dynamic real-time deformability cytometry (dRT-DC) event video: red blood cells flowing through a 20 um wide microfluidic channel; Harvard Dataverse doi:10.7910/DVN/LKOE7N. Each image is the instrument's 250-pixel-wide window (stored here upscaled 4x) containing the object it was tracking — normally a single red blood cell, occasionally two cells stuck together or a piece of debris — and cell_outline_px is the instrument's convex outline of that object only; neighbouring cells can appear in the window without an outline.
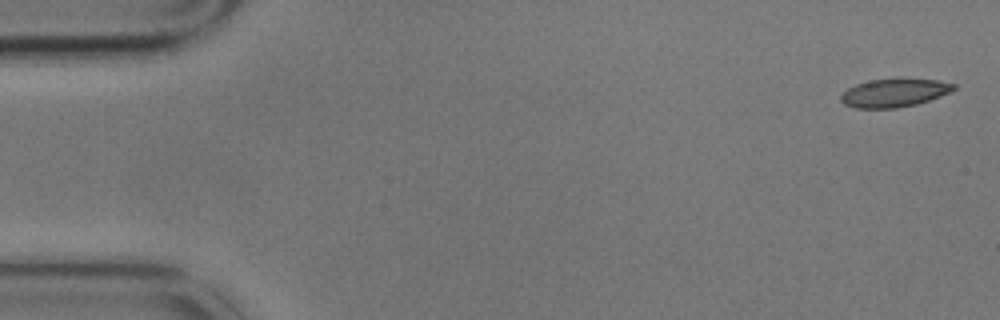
{"species": "common noctule bat (a hibernating species)", "species_latin": "Nyctalus noctula", "temperature_condition": "cold", "stored_images_in_passage": 4, "camera_frame_rate_fps": 3000, "um_per_image_px": 0.085, "animal": {"sex": "male", "body_mass_g": 17.9}, "frame": {"image": 1, "passage_image": 1, "time_ms": 0.0, "image_size_px": [1000, 320], "cell_outline_px": [[956, 88], [940, 96], [916, 104], [896, 108], [856, 108], [844, 104], [840, 100], [840, 96], [848, 88], [856, 84], [872, 80], [936, 80], [956, 84]], "centroid_in_image_um": [75.97, 7.91], "position_along_channel_um": 9.0, "area_um2": 18.03}}
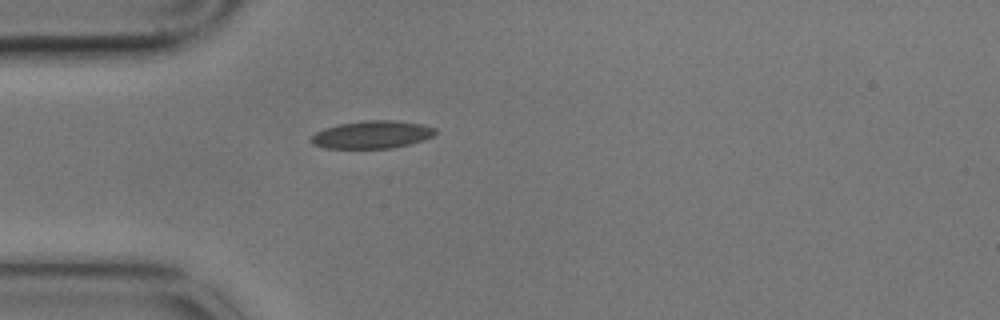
{"frame": {"image": 2, "passage_image": 4, "time_ms": 1.0, "image_size_px": [1000, 320], "cell_outline_px": [[436, 132], [432, 136], [424, 140], [392, 148], [324, 148], [312, 144], [312, 136], [316, 132], [324, 128], [340, 124], [368, 120], [392, 120], [420, 124], [436, 128]], "centroid_in_image_um": [31.62, 11.44], "position_along_channel_um": 53.4, "area_um2": 19.83}}